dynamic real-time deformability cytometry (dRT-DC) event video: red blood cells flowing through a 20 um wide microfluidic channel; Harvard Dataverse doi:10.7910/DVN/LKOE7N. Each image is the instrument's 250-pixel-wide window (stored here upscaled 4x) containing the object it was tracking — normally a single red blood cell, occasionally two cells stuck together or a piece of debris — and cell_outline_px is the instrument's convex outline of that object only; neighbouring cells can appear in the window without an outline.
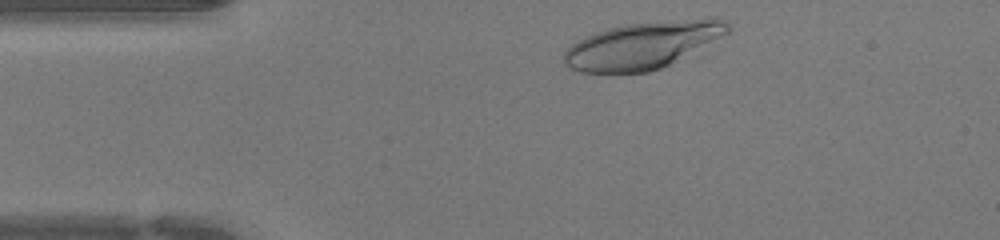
{"species": "human", "species_latin": "Homo sapiens", "temperature_condition": "warm", "stored_images_in_passage": 30, "camera_frame_rate_fps": 3000, "um_per_image_px": 0.085, "donor": {"sex": "female"}, "frame": {"image": 1, "passage_image": 1, "time_ms": 0.0, "image_size_px": [1000, 240], "cell_outline_px": [[732, 32], [660, 68], [648, 72], [580, 72], [568, 68], [564, 64], [564, 52], [572, 44], [596, 32], [608, 28], [624, 24], [708, 16], [720, 16], [732, 28]], "centroid_in_image_um": [54.71, 3.8], "position_along_channel_um": 30.3, "area_um2": 45.03}}
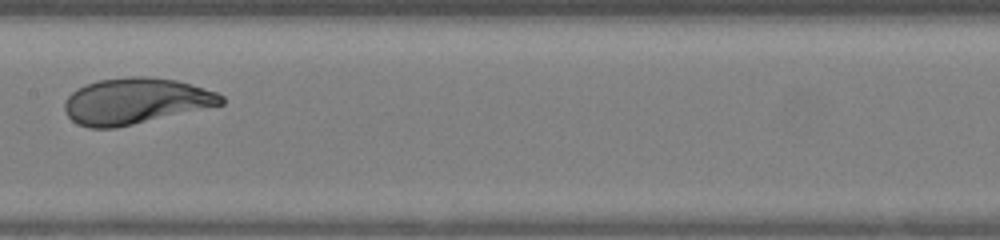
{"frame": {"image": 2, "passage_image": 15, "time_ms": 4.667, "image_size_px": [1000, 240], "cell_outline_px": [[224, 104], [116, 128], [88, 128], [76, 124], [64, 112], [64, 104], [68, 96], [76, 88], [84, 84], [100, 80], [128, 76], [148, 76], [176, 80], [216, 92], [224, 96]], "centroid_in_image_um": [11.48, 8.59], "position_along_channel_um": 195.9, "area_um2": 42.08}}
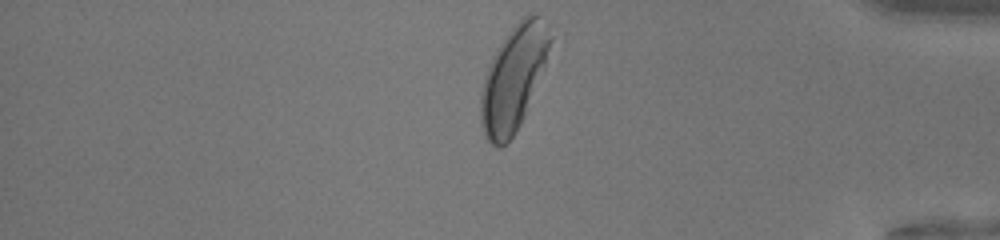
{"frame": {"image": 3, "passage_image": 30, "time_ms": 9.667, "image_size_px": [1000, 240], "cell_outline_px": [[552, 40], [544, 68], [524, 116], [520, 124], [512, 136], [500, 148], [496, 148], [484, 136], [480, 120], [480, 92], [484, 76], [492, 56], [508, 32], [528, 12], [540, 12], [548, 24], [552, 36]], "centroid_in_image_um": [43.65, 6.6], "position_along_channel_um": 391.5, "area_um2": 42.54}}